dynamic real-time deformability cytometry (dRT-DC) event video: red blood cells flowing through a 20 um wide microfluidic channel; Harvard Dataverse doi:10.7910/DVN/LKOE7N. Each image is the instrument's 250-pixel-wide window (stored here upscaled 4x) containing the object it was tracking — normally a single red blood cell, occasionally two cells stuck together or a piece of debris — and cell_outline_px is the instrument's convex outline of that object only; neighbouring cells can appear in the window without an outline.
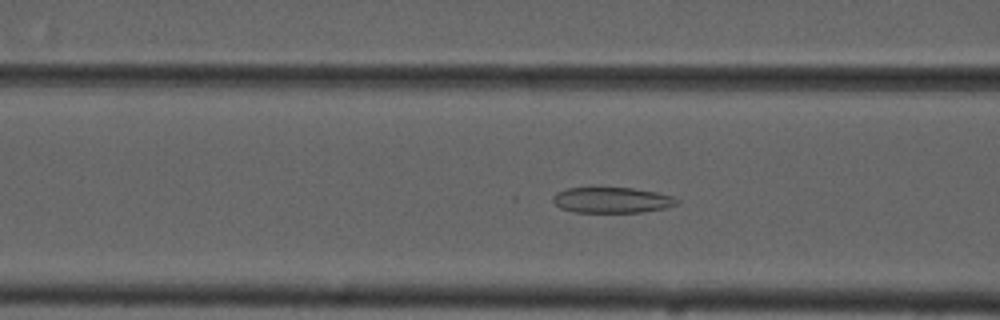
{"species": "common noctule bat (a hibernating species)", "species_latin": "Nyctalus noctula", "temperature_condition": "cold", "stored_images_in_passage": 55, "camera_frame_rate_fps": 3000, "um_per_image_px": 0.085, "animal": {"sex": "male", "forearm_length_mm": 52.5}, "frame": {"image": 1, "passage_image": 22, "time_ms": 7.0, "image_size_px": [1000, 320], "cell_outline_px": [[680, 200], [676, 204], [664, 208], [644, 212], [572, 212], [560, 208], [552, 200], [552, 196], [556, 192], [568, 188], [632, 188], [656, 192], [672, 196]], "centroid_in_image_um": [51.99, 17.01], "position_along_channel_um": 114.6, "area_um2": 18.5}}
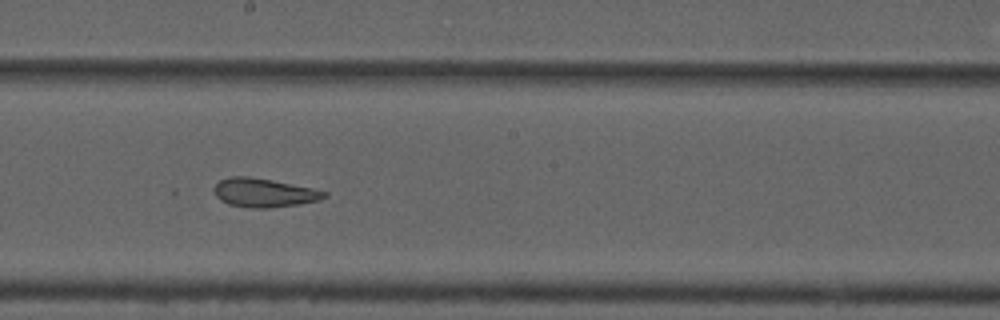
{"frame": {"image": 2, "passage_image": 31, "time_ms": 10.0, "image_size_px": [1000, 320], "cell_outline_px": [[328, 196], [320, 200], [300, 204], [268, 208], [252, 208], [228, 204], [220, 200], [216, 196], [212, 188], [220, 180], [232, 176], [248, 176], [272, 180], [312, 188], [328, 192]], "centroid_in_image_um": [22.44, 16.38], "position_along_channel_um": 225.8, "area_um2": 18.55}}
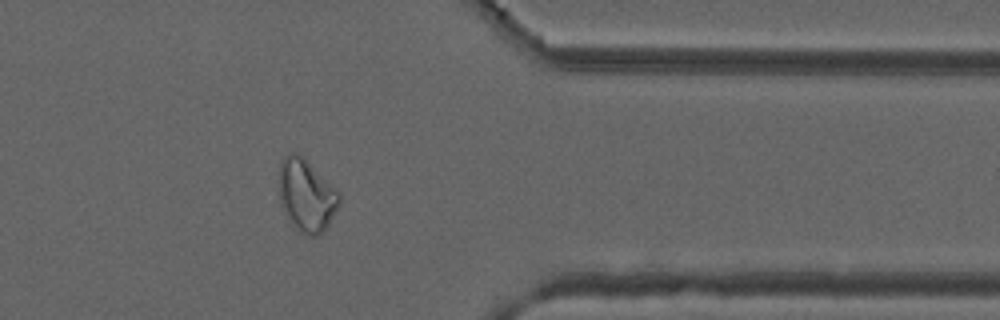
{"frame": {"image": 3, "passage_image": 45, "time_ms": 14.667, "image_size_px": [1000, 320], "cell_outline_px": [[340, 200], [324, 232], [316, 236], [308, 236], [300, 232], [292, 224], [280, 200], [280, 160], [284, 156], [292, 152], [300, 152], [340, 192]], "centroid_in_image_um": [26.06, 16.56], "position_along_channel_um": 385.3, "area_um2": 25.26}, "authors_computed_cell_mechanics": {"area_um2": 23.7558, "velocity_mm_per_s": 3.7041, "shape_relaxation_time_tau1_ms": null, "shape_relaxation_time_tau2_ms": 1.4317, "deformation_change_tau1": null, "deformation_change_tau2": 0.0791}}